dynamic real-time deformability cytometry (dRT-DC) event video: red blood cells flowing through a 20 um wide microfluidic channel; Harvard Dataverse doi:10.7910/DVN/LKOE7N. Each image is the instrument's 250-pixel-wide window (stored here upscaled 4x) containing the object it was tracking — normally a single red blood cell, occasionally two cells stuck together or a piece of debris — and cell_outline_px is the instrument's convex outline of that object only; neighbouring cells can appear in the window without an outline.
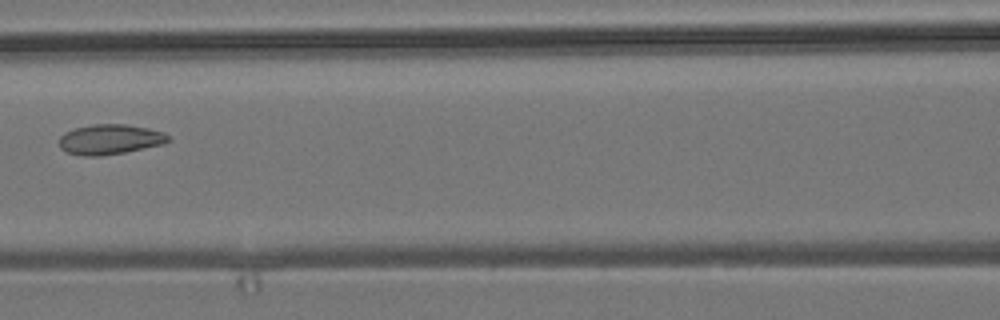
{"species": "common noctule bat (a hibernating species)", "species_latin": "Nyctalus noctula", "temperature_condition": "room temperature", "stored_images_in_passage": 5, "camera_frame_rate_fps": 3000, "um_per_image_px": 0.085, "animal": {"sex": "male", "body_mass_g": 19.2, "forearm_length_mm": 51.8}, "frame": {"image": 1, "passage_image": 4, "time_ms": 3.667, "image_size_px": [1000, 320], "cell_outline_px": [[172, 140], [164, 144], [124, 152], [100, 156], [80, 156], [68, 152], [60, 148], [60, 136], [64, 132], [76, 128], [92, 124], [124, 124], [148, 128], [164, 132], [172, 136]], "centroid_in_image_um": [9.38, 11.84], "position_along_channel_um": 157.2, "area_um2": 19.25}}
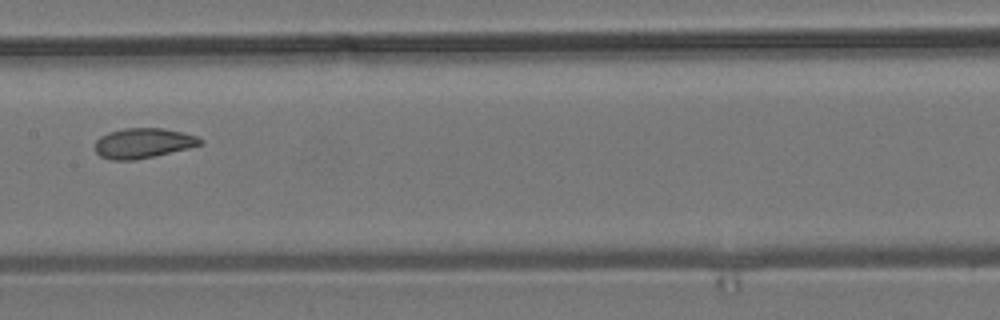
{"frame": {"image": 2, "passage_image": 5, "time_ms": 4.667, "image_size_px": [1000, 320], "cell_outline_px": [[204, 144], [156, 156], [136, 160], [112, 160], [100, 156], [96, 152], [96, 140], [100, 136], [108, 132], [124, 128], [164, 128], [184, 132], [196, 136], [204, 140]], "centroid_in_image_um": [12.19, 12.16], "position_along_channel_um": 195.2, "area_um2": 18.61}}